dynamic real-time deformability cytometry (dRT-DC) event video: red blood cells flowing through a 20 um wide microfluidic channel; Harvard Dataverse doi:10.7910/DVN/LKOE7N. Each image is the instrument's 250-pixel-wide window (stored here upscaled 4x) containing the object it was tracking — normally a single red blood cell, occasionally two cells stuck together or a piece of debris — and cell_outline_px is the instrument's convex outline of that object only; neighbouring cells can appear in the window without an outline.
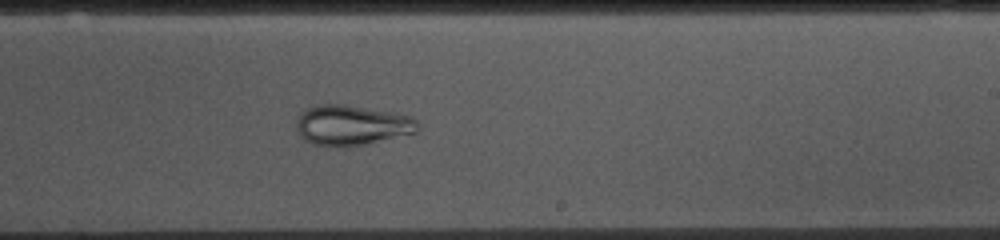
{"species": "common noctule bat (a hibernating species)", "species_latin": "Nyctalus noctula", "temperature_condition": "cold", "stored_images_in_passage": 53, "camera_frame_rate_fps": 3000, "um_per_image_px": 0.085, "animal": {"sex": "female", "body_mass_g": 10.0, "forearm_length_mm": 53.1}, "frame": {"image": 1, "passage_image": 31, "time_ms": 10.0, "image_size_px": [1000, 240], "cell_outline_px": [[420, 128], [416, 132], [368, 144], [344, 148], [336, 148], [312, 144], [304, 140], [300, 136], [296, 128], [296, 124], [300, 112], [308, 108], [320, 104], [344, 104], [396, 112], [412, 116], [416, 120]], "centroid_in_image_um": [29.9, 10.66], "position_along_channel_um": 259.1, "area_um2": 29.07}}
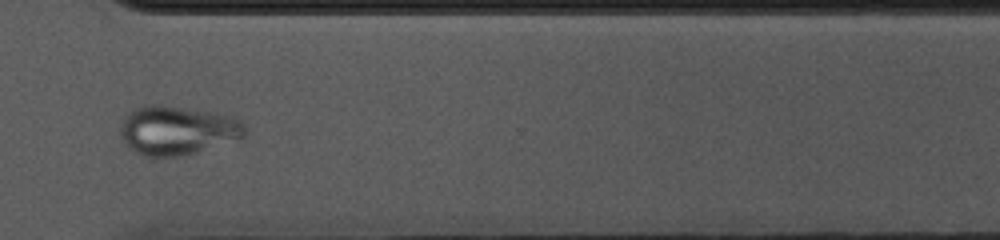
{"frame": {"image": 2, "passage_image": 39, "time_ms": 12.667, "image_size_px": [1000, 240], "cell_outline_px": [[244, 136], [240, 140], [180, 156], [144, 156], [128, 148], [124, 144], [120, 136], [120, 124], [136, 108], [148, 104], [164, 104], [232, 116], [240, 120], [244, 124]], "centroid_in_image_um": [15.07, 11.08], "position_along_channel_um": 355.5, "area_um2": 35.55}}
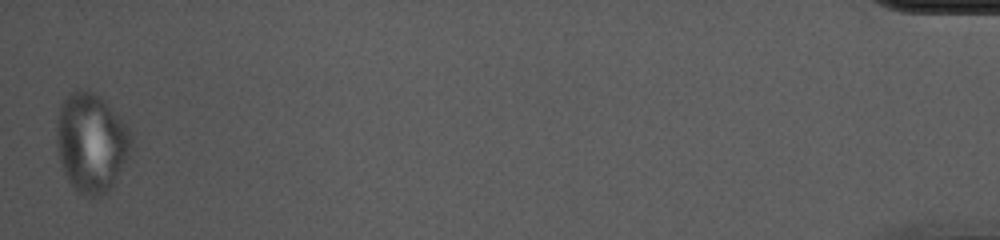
{"frame": {"image": 3, "passage_image": 53, "time_ms": 17.333, "image_size_px": [1000, 240], "cell_outline_px": [[132, 148], [112, 188], [100, 196], [84, 196], [76, 192], [68, 180], [64, 172], [60, 160], [56, 144], [56, 128], [60, 104], [76, 88], [80, 88], [92, 92], [104, 100], [124, 120], [128, 128], [132, 140]], "centroid_in_image_um": [7.76, 12.13], "position_along_channel_um": 427.4, "area_um2": 43.35}}